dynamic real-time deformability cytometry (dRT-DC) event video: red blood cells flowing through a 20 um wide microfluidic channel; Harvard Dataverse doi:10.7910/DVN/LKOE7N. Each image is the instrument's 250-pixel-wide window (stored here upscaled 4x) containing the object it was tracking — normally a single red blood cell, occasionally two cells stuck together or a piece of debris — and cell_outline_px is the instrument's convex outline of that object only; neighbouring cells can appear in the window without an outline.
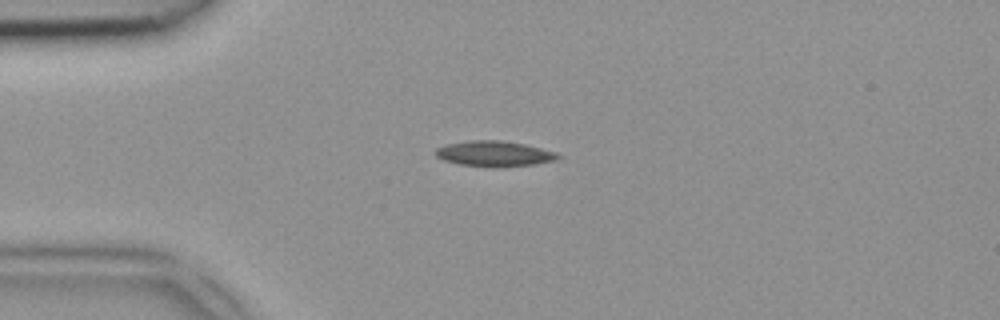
{"species": "common noctule bat (a hibernating species)", "species_latin": "Nyctalus noctula", "temperature_condition": "room temperature", "stored_images_in_passage": 38, "camera_frame_rate_fps": 3000, "um_per_image_px": 0.085, "animal": {"sex": "female", "body_mass_g": 18.4}, "frame": {"image": 1, "passage_image": 2, "time_ms": 0.333, "image_size_px": [1000, 320], "cell_outline_px": [[560, 156], [556, 160], [536, 164], [492, 168], [460, 164], [444, 160], [436, 156], [432, 152], [436, 148], [448, 144], [468, 140], [500, 140], [524, 144], [556, 152]], "centroid_in_image_um": [41.98, 13.07], "position_along_channel_um": 43.0, "area_um2": 18.26}}
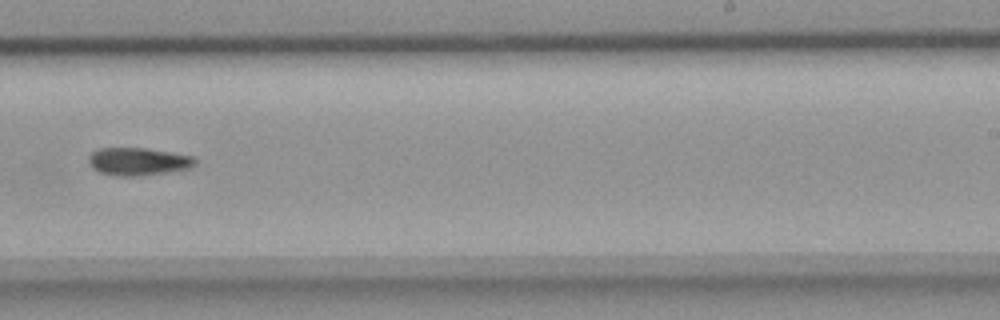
{"frame": {"image": 2, "passage_image": 20, "time_ms": 6.333, "image_size_px": [1000, 320], "cell_outline_px": [[196, 164], [192, 168], [140, 176], [116, 176], [100, 172], [92, 168], [88, 164], [88, 156], [92, 152], [100, 148], [144, 148], [196, 156]], "centroid_in_image_um": [11.75, 13.73], "position_along_channel_um": 277.2, "area_um2": 17.4}}
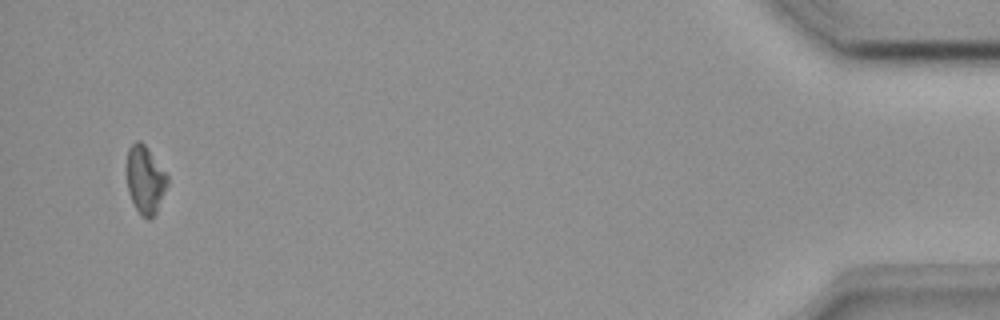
{"frame": {"image": 3, "passage_image": 36, "time_ms": 11.667, "image_size_px": [1000, 320], "cell_outline_px": [[168, 184], [156, 212], [148, 220], [136, 208], [128, 192], [128, 148], [136, 140], [140, 140], [144, 144], [168, 176]], "centroid_in_image_um": [12.35, 15.27], "position_along_channel_um": 422.8, "area_um2": 15.55}}